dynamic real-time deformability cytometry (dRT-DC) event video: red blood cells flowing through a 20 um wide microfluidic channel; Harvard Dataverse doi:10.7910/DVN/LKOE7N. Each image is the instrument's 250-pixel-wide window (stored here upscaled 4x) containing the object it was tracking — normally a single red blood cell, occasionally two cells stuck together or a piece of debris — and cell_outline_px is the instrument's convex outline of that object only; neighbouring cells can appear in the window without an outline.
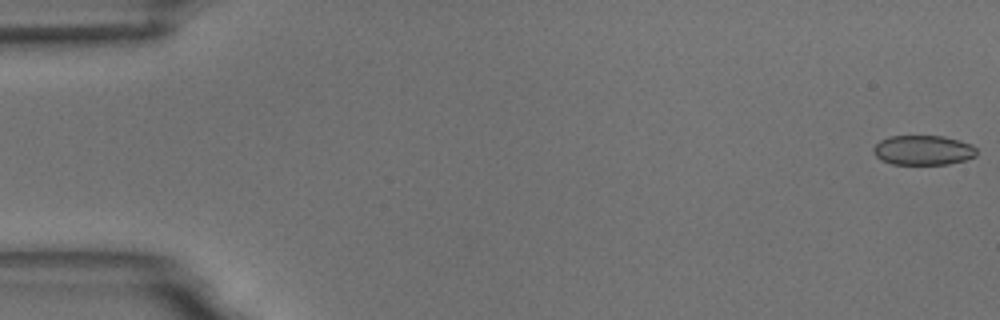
{"species": "common noctule bat (a hibernating species)", "species_latin": "Nyctalus noctula", "temperature_condition": "room temperature", "stored_images_in_passage": 56, "camera_frame_rate_fps": 3000, "um_per_image_px": 0.085, "animal": {"sex": "male", "body_mass_g": 18.8}, "frame": {"image": 1, "passage_image": 1, "time_ms": 0.0, "image_size_px": [1000, 320], "cell_outline_px": [[976, 156], [964, 160], [948, 164], [892, 164], [880, 160], [872, 152], [872, 148], [880, 140], [892, 136], [944, 136], [960, 140], [972, 144], [976, 148]], "centroid_in_image_um": [78.46, 12.76], "position_along_channel_um": 6.5, "area_um2": 17.98}}
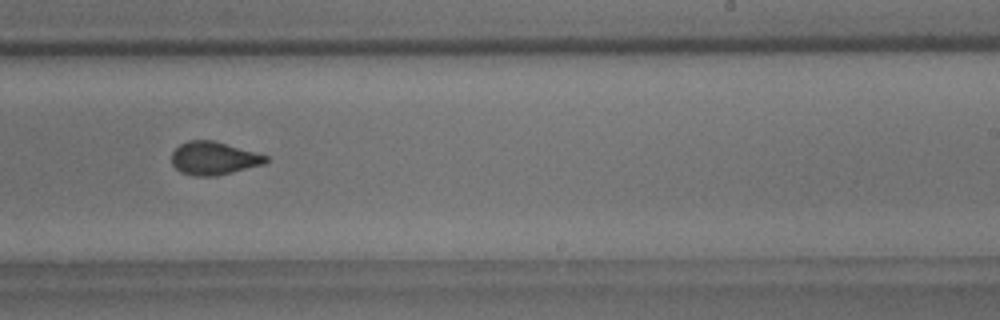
{"frame": {"image": 2, "passage_image": 35, "time_ms": 11.333, "image_size_px": [1000, 320], "cell_outline_px": [[268, 160], [264, 164], [216, 176], [196, 176], [180, 172], [172, 164], [172, 152], [180, 144], [188, 140], [212, 140], [268, 156]], "centroid_in_image_um": [18.14, 13.46], "position_along_channel_um": 270.9, "area_um2": 17.98}}
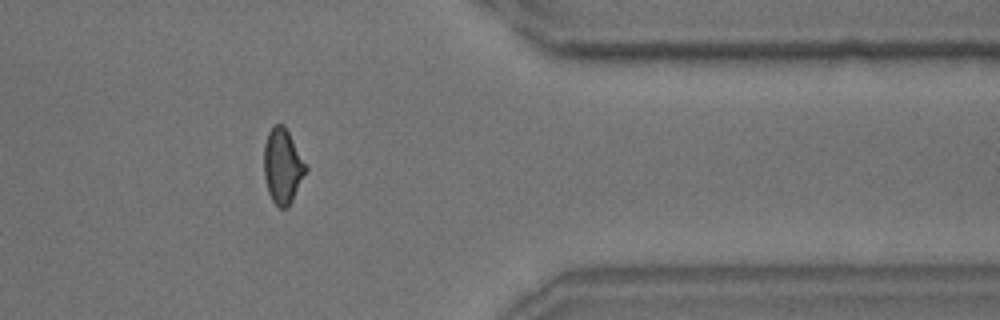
{"frame": {"image": 3, "passage_image": 46, "time_ms": 15.0, "image_size_px": [1000, 320], "cell_outline_px": [[308, 168], [288, 208], [280, 208], [272, 200], [268, 192], [264, 176], [264, 144], [268, 132], [272, 124], [284, 124], [308, 164]], "centroid_in_image_um": [24.03, 14.08], "position_along_channel_um": 387.4, "area_um2": 18.55}, "authors_computed_cell_mechanics": {"area_um2": 18.4382, "velocity_mm_per_s": 3.6234, "shape_relaxation_time_tau1_ms": 8.6549, "shape_relaxation_time_tau2_ms": 1.1657, "deformation_change_tau1": 0.1404, "deformation_change_tau2": 0.0532}}